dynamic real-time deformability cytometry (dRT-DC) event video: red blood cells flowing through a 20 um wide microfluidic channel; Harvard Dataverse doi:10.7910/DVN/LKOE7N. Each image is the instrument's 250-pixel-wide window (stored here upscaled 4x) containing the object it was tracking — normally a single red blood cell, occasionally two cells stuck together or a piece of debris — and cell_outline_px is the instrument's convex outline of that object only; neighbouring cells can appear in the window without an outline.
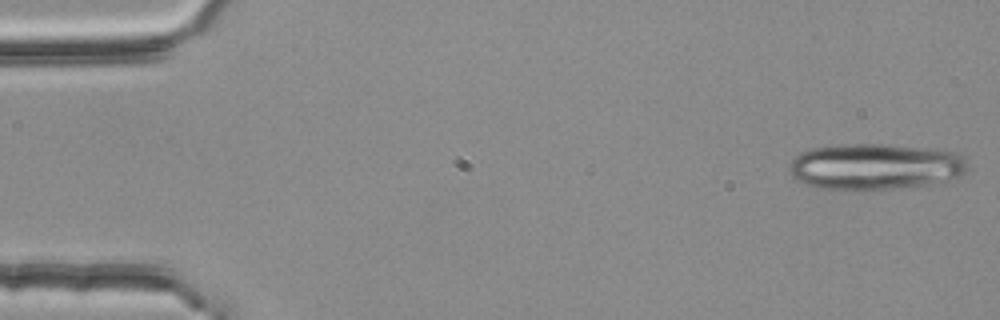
{"species": "common noctule bat (a hibernating species)", "species_latin": "Nyctalus noctula", "temperature_condition": "room temperature", "stored_images_in_passage": 18, "camera_frame_rate_fps": 3000, "um_per_image_px": 0.085, "animal": {"sex": "female", "body_mass_g": 25.1}, "frame": {"image": 1, "passage_image": 1, "time_ms": 0.0, "image_size_px": [1000, 320], "cell_outline_px": [[968, 172], [964, 176], [924, 184], [860, 192], [816, 188], [804, 184], [796, 180], [792, 176], [788, 168], [788, 164], [792, 156], [800, 152], [812, 148], [844, 144], [884, 144], [936, 148], [956, 152], [964, 156], [968, 160]], "centroid_in_image_um": [74.36, 14.16], "position_along_channel_um": 10.6, "area_um2": 49.25}}
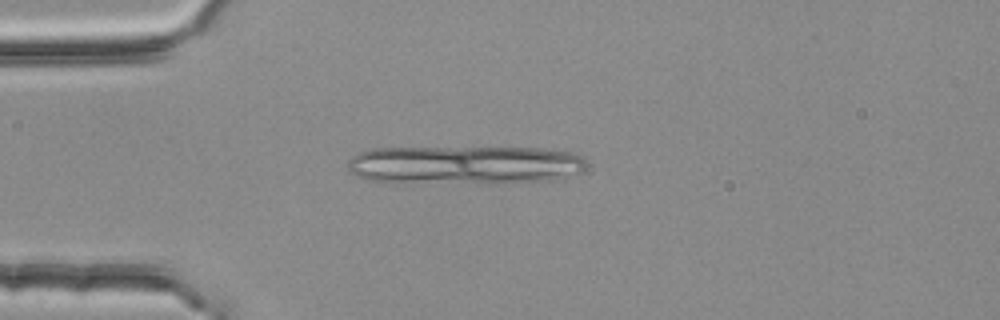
{"frame": {"image": 2, "passage_image": 13, "time_ms": 4.0, "image_size_px": [1000, 320], "cell_outline_px": [[588, 164], [580, 172], [552, 180], [396, 184], [392, 184], [364, 180], [356, 176], [348, 168], [348, 164], [352, 156], [360, 152], [372, 148], [544, 148], [572, 152], [584, 156], [588, 160]], "centroid_in_image_um": [39.44, 14.02], "position_along_channel_um": 45.6, "area_um2": 54.1}}